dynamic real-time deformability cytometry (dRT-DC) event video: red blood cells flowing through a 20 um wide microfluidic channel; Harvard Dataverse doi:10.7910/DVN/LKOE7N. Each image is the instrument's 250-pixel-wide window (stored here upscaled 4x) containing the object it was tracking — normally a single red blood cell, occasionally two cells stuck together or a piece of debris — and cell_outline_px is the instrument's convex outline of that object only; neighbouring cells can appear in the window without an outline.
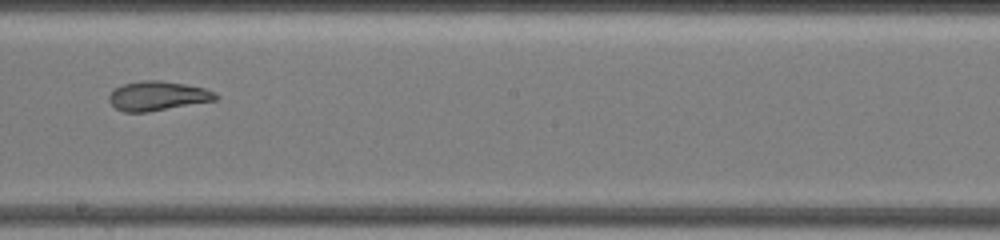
{"species": "common noctule bat (a hibernating species)", "species_latin": "Nyctalus noctula", "temperature_condition": "warm", "stored_images_in_passage": 24, "camera_frame_rate_fps": 3000, "um_per_image_px": 0.085, "animal": {"sex": "female", "body_mass_g": 19.5, "forearm_length_mm": 54.1}, "frame": {"image": 1, "passage_image": 11, "time_ms": 6.333, "image_size_px": [1000, 240], "cell_outline_px": [[220, 96], [216, 100], [148, 112], [124, 112], [116, 108], [108, 100], [108, 96], [116, 88], [124, 84], [140, 80], [160, 80], [184, 84], [204, 88], [216, 92]], "centroid_in_image_um": [13.42, 8.15], "position_along_channel_um": 234.8, "area_um2": 18.21}, "authors_computed_cell_mechanics": {"area_um2": 19.7965, "velocity_mm_per_s": 3.542, "shape_relaxation_time_tau1_ms": null, "shape_relaxation_time_tau2_ms": 2.3206, "deformation_change_tau1": null, "deformation_change_tau2": 0.0798}}